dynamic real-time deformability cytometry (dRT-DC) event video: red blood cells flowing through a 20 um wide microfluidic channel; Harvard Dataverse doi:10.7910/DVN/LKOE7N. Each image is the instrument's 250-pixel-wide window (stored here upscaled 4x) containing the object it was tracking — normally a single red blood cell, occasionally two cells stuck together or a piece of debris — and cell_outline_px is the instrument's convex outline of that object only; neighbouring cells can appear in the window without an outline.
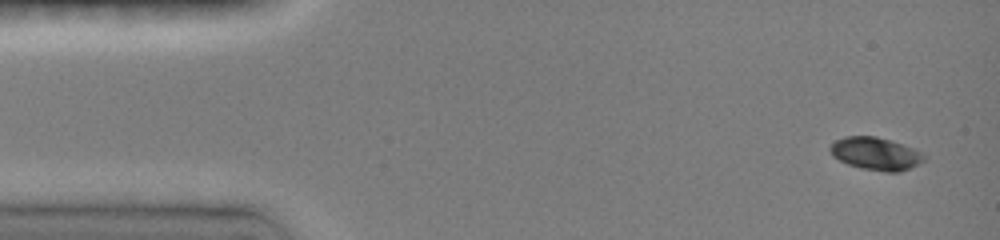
{"species": "common noctule bat (a hibernating species)", "species_latin": "Nyctalus noctula", "temperature_condition": "room temperature", "stored_images_in_passage": 6, "camera_frame_rate_fps": 3000, "um_per_image_px": 0.085, "animal": {"sex": "female", "body_mass_g": 19.0, "forearm_length_mm": 51.5}, "frame": {"image": 1, "passage_image": 1, "time_ms": 0.0, "image_size_px": [1000, 240], "cell_outline_px": [[924, 160], [900, 172], [884, 172], [860, 168], [848, 164], [832, 156], [828, 148], [836, 140], [844, 136], [876, 136], [912, 148], [920, 152], [924, 156]], "centroid_in_image_um": [74.37, 13.06], "position_along_channel_um": 10.6, "area_um2": 17.63}}
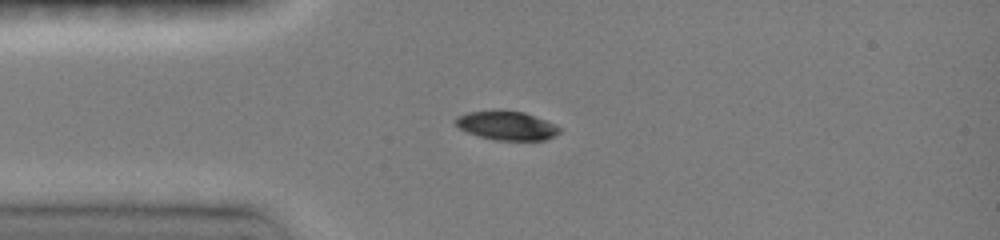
{"frame": {"image": 2, "passage_image": 5, "time_ms": 3.0, "image_size_px": [1000, 240], "cell_outline_px": [[564, 128], [560, 132], [544, 140], [496, 140], [480, 136], [468, 132], [460, 128], [456, 124], [456, 116], [468, 112], [524, 112]], "centroid_in_image_um": [43.11, 10.7], "position_along_channel_um": 41.9, "area_um2": 16.88}}